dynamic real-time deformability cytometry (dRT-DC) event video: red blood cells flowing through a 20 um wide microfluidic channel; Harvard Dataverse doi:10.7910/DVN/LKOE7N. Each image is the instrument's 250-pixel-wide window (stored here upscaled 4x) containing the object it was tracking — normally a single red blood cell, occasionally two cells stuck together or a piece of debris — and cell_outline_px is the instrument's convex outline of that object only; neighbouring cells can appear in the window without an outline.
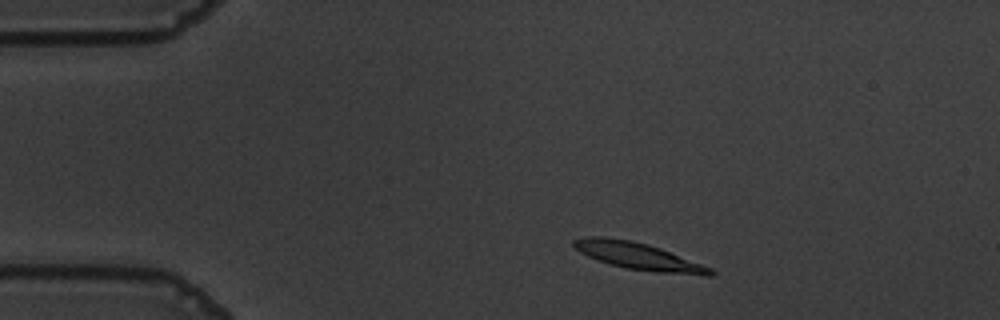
{"species": "common noctule bat (a hibernating species)", "species_latin": "Nyctalus noctula", "temperature_condition": "warm", "stored_images_in_passage": 51, "camera_frame_rate_fps": 3000, "um_per_image_px": 0.085, "animal": {"sex": "male", "body_mass_g": 19.5, "forearm_length_mm": 54.6}, "frame": {"image": 1, "passage_image": 5, "time_ms": 1.333, "image_size_px": [1000, 320], "cell_outline_px": [[716, 272], [712, 276], [704, 276], [656, 272], [624, 268], [596, 260], [580, 252], [572, 244], [572, 240], [584, 236], [604, 236], [632, 240], [648, 244], [660, 248], [712, 268]], "centroid_in_image_um": [54.26, 21.77], "position_along_channel_um": 30.7, "area_um2": 21.73}}
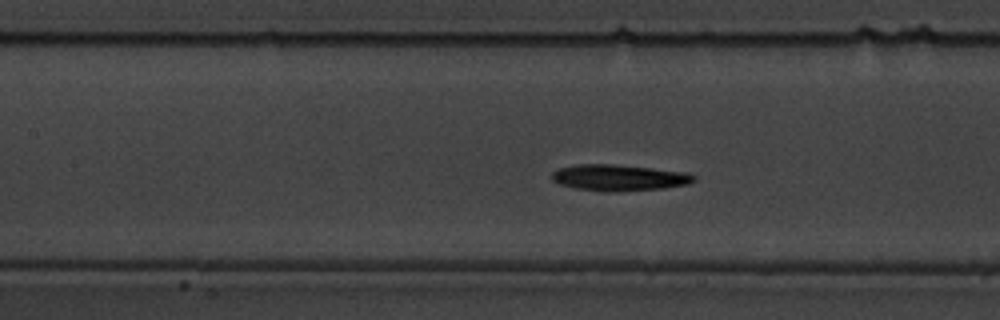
{"frame": {"image": 2, "passage_image": 20, "time_ms": 6.333, "image_size_px": [1000, 320], "cell_outline_px": [[696, 180], [688, 184], [664, 188], [620, 192], [616, 192], [576, 188], [560, 184], [552, 180], [552, 172], [556, 168], [576, 164], [612, 164], [652, 168], [688, 172], [696, 176]], "centroid_in_image_um": [52.63, 15.09], "position_along_channel_um": 154.8, "area_um2": 21.85}}
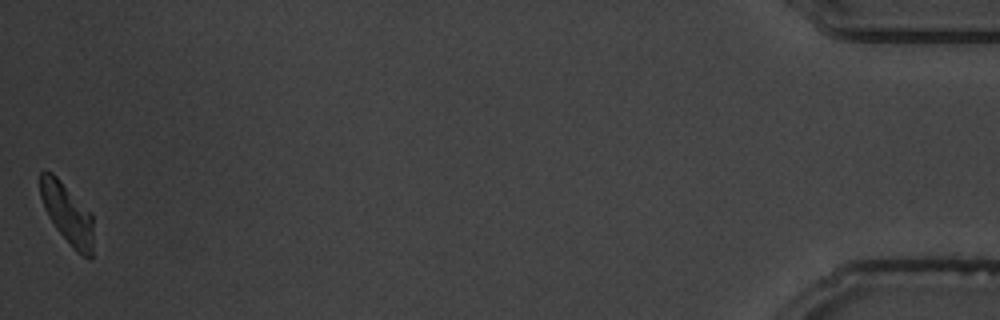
{"frame": {"image": 3, "passage_image": 51, "time_ms": 16.667, "image_size_px": [1000, 320], "cell_outline_px": [[92, 256], [84, 256], [76, 252], [56, 228], [48, 216], [44, 208], [40, 196], [40, 172], [44, 168], [52, 172], [92, 212]], "centroid_in_image_um": [5.69, 18.1], "position_along_channel_um": 429.5, "area_um2": 18.73}, "authors_computed_cell_mechanics": {"area_um2": 20.808, "velocity_mm_per_s": 3.552, "shape_relaxation_time_tau1_ms": 4.0678, "shape_relaxation_time_tau2_ms": null, "deformation_change_tau1": 0.1459, "deformation_change_tau2": null}}